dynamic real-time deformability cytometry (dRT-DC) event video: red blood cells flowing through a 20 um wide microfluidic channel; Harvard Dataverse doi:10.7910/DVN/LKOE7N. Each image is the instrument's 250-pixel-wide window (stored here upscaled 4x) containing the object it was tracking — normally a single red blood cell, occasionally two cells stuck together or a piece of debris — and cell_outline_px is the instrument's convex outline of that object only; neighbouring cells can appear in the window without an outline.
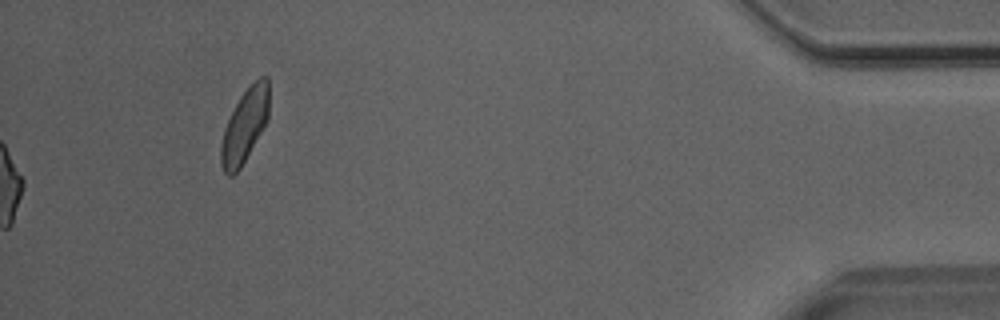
{"species": "Egyptian fruit bat (a non-hibernating species)", "species_latin": "Rousettus aegyptiacus", "temperature_condition": "room temperature", "stored_images_in_passage": 37, "camera_frame_rate_fps": 3000, "um_per_image_px": 0.085, "animal": {"sex": "male"}, "frame": {"image": 1, "passage_image": 37, "time_ms": 12.0, "image_size_px": [1000, 320], "cell_outline_px": [[268, 116], [260, 132], [240, 168], [232, 176], [228, 176], [224, 172], [220, 164], [220, 144], [224, 128], [240, 96], [260, 76], [268, 76]], "centroid_in_image_um": [20.76, 10.7], "position_along_channel_um": 414.4, "area_um2": 20.06}}